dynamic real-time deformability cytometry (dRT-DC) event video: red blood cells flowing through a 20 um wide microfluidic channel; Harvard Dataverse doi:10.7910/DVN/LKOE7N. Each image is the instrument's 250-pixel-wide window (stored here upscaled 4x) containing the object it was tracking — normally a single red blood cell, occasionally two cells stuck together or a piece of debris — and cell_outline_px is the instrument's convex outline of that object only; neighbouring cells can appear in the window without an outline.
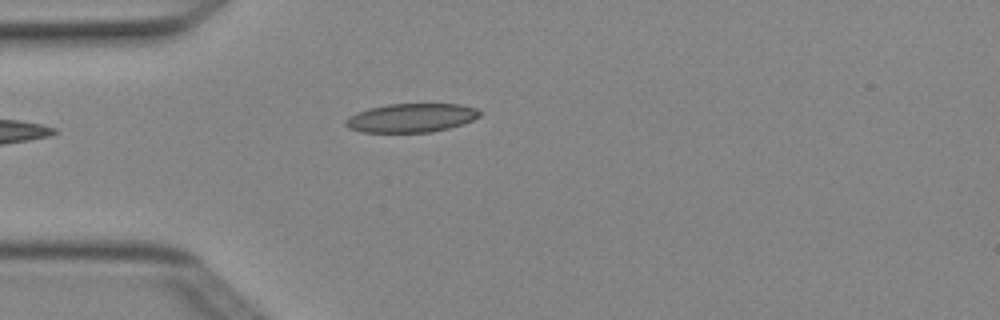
{"species": "Egyptian fruit bat (a non-hibernating species)", "species_latin": "Rousettus aegyptiacus", "temperature_condition": "cold", "stored_images_in_passage": 4, "camera_frame_rate_fps": 3000, "um_per_image_px": 0.085, "animal": {"sex": "female"}, "frame": {"image": 1, "passage_image": 4, "time_ms": 1.0, "image_size_px": [1000, 320], "cell_outline_px": [[480, 116], [472, 120], [448, 128], [432, 132], [360, 132], [348, 128], [344, 124], [344, 120], [348, 116], [356, 112], [368, 108], [388, 104], [460, 104], [476, 108], [480, 112]], "centroid_in_image_um": [34.9, 10.02], "position_along_channel_um": 50.1, "area_um2": 22.54}}